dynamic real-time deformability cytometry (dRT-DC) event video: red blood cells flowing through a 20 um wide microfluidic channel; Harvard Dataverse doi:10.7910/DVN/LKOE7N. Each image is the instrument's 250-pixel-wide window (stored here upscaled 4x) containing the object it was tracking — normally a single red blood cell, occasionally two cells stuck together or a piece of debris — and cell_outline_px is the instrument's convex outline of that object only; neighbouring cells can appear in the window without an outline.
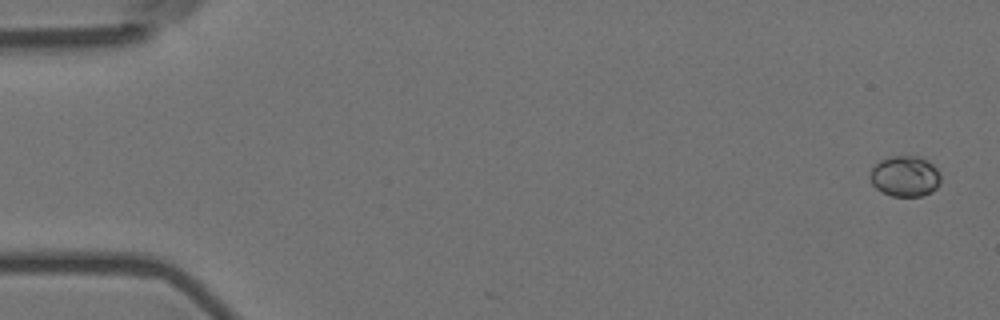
{"species": "Egyptian fruit bat (a non-hibernating species)", "species_latin": "Rousettus aegyptiacus", "temperature_condition": "room temperature", "stored_images_in_passage": 2, "camera_frame_rate_fps": 3000, "um_per_image_px": 0.085, "animal": {"sex": "female"}, "frame": {"image": 1, "passage_image": 1, "time_ms": 0.0, "image_size_px": [1000, 320], "cell_outline_px": [[940, 180], [936, 188], [932, 192], [920, 196], [892, 196], [876, 188], [872, 184], [868, 176], [872, 168], [880, 160], [888, 156], [920, 156], [928, 160], [936, 168], [940, 176]], "centroid_in_image_um": [76.91, 14.97], "position_along_channel_um": 8.1, "area_um2": 16.82}}